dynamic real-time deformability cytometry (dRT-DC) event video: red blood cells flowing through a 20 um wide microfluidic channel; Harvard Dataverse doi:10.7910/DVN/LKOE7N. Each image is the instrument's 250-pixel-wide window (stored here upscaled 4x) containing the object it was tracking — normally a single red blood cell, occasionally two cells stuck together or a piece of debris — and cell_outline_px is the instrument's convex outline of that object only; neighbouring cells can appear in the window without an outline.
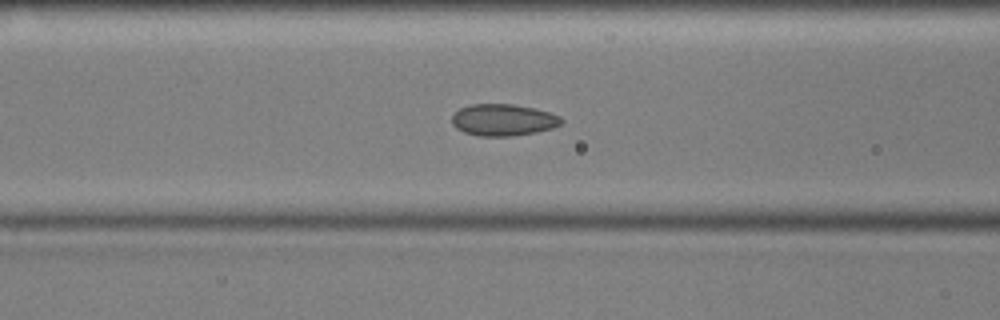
{"species": "common noctule bat (a hibernating species)", "species_latin": "Nyctalus noctula", "temperature_condition": "cold", "stored_images_in_passage": 55, "camera_frame_rate_fps": 3000, "um_per_image_px": 0.085, "animal": {"sex": "male", "body_mass_g": 17.9, "forearm_length_mm": 54.2}, "frame": {"image": 1, "passage_image": 21, "time_ms": 6.667, "image_size_px": [1000, 320], "cell_outline_px": [[564, 120], [560, 124], [552, 128], [536, 132], [512, 136], [480, 136], [464, 132], [456, 128], [452, 124], [452, 116], [460, 108], [472, 104], [512, 104], [536, 108], [560, 116]], "centroid_in_image_um": [42.78, 10.19], "position_along_channel_um": 123.8, "area_um2": 20.23}}
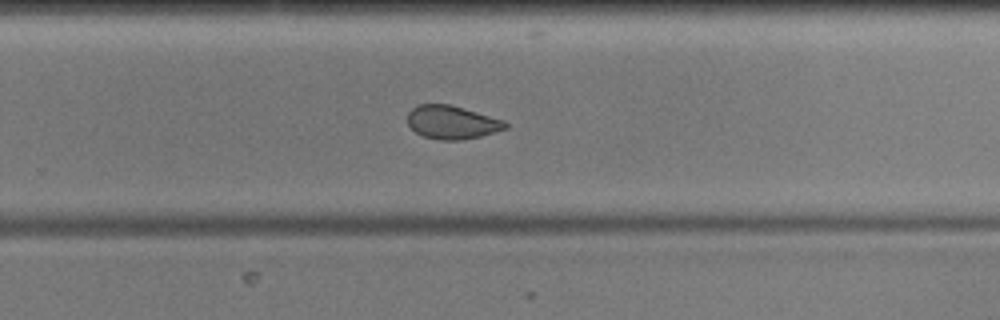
{"frame": {"image": 2, "passage_image": 35, "time_ms": 11.333, "image_size_px": [1000, 320], "cell_outline_px": [[508, 128], [480, 136], [460, 140], [440, 140], [424, 136], [416, 132], [408, 124], [408, 112], [412, 108], [420, 104], [448, 104], [504, 120], [508, 124]], "centroid_in_image_um": [38.41, 10.4], "position_along_channel_um": 291.4, "area_um2": 18.79}}
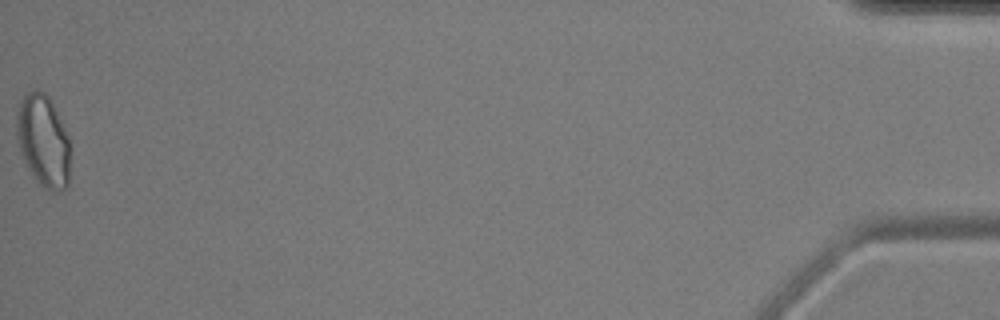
{"frame": {"image": 3, "passage_image": 55, "time_ms": 18.0, "image_size_px": [1000, 320], "cell_outline_px": [[68, 188], [60, 192], [52, 192], [44, 188], [32, 176], [24, 164], [16, 140], [16, 116], [20, 100], [32, 88], [36, 88], [44, 92], [52, 100], [64, 128], [68, 140]], "centroid_in_image_um": [3.63, 11.97], "position_along_channel_um": 431.6, "area_um2": 29.13}, "authors_computed_cell_mechanics": {"area_um2": 21.2704, "velocity_mm_per_s": 3.5997, "shape_relaxation_time_tau1_ms": null, "shape_relaxation_time_tau2_ms": 2.0433, "deformation_change_tau1": null, "deformation_change_tau2": 0.0691}}